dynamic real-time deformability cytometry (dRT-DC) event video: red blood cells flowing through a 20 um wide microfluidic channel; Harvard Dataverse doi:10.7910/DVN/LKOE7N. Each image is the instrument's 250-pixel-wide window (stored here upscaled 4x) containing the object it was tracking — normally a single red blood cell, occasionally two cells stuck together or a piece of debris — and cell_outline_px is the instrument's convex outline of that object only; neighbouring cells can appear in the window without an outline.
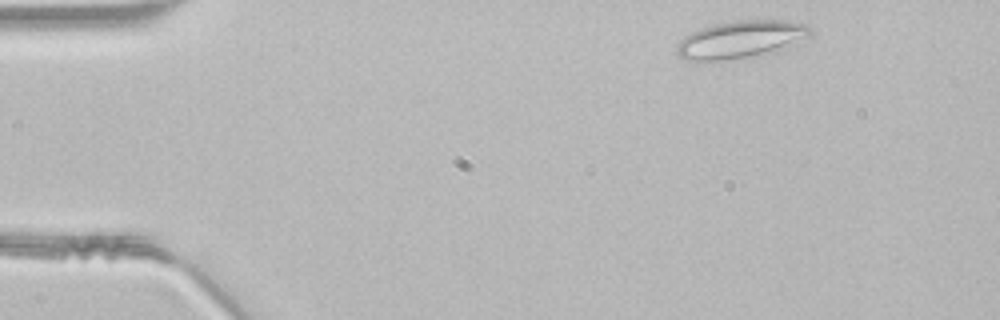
{"species": "common noctule bat (a hibernating species)", "species_latin": "Nyctalus noctula", "temperature_condition": "room temperature", "stored_images_in_passage": 44, "segment_of_instrument_passage": [1, 2], "camera_frame_rate_fps": 3000, "um_per_image_px": 0.085, "animal": {"sex": "male", "body_mass_g": 21.5, "forearm_length_mm": 52.0}, "frame": {"image": 1, "passage_image": 2, "time_ms": 0.333, "image_size_px": [1000, 320], "cell_outline_px": [[812, 32], [808, 36], [776, 52], [724, 60], [684, 60], [676, 56], [676, 44], [684, 36], [700, 28], [716, 24], [740, 20], [784, 20], [808, 24], [812, 28]], "centroid_in_image_um": [62.94, 3.35], "position_along_channel_um": 22.1, "area_um2": 29.13}}
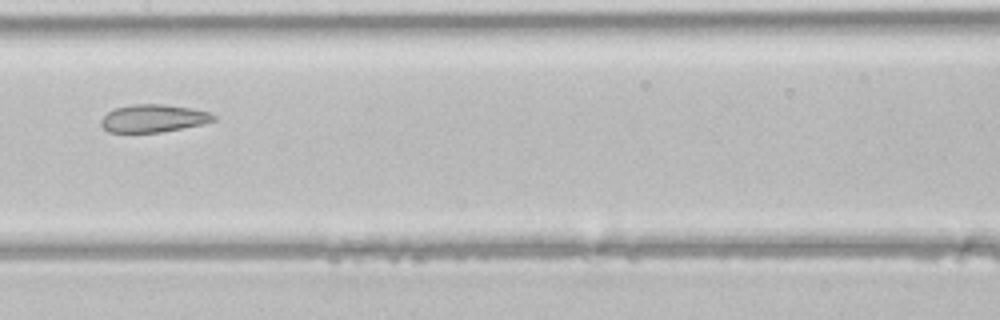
{"frame": {"image": 2, "passage_image": 20, "time_ms": 6.333, "image_size_px": [1000, 320], "cell_outline_px": [[216, 120], [204, 124], [160, 132], [108, 132], [100, 124], [100, 120], [108, 112], [116, 108], [132, 104], [164, 104], [192, 108], [208, 112], [216, 116]], "centroid_in_image_um": [13.05, 10.05], "position_along_channel_um": 194.4, "area_um2": 18.15}}
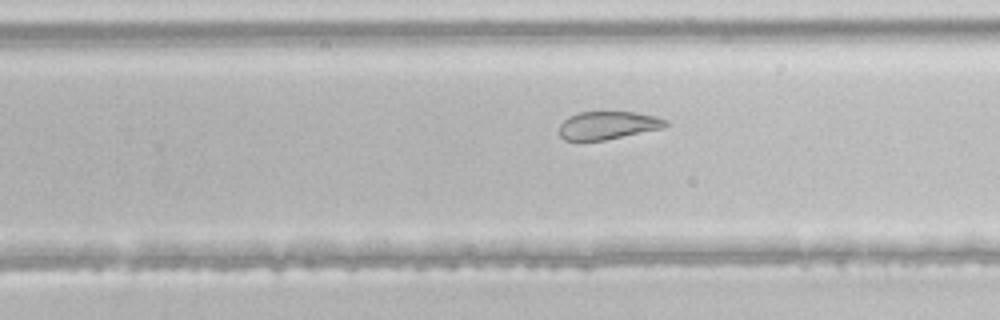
{"frame": {"image": 3, "passage_image": 26, "time_ms": 8.333, "image_size_px": [1000, 320], "cell_outline_px": [[668, 124], [664, 128], [604, 140], [564, 140], [560, 136], [560, 124], [568, 116], [580, 112], [636, 112], [656, 116], [668, 120]], "centroid_in_image_um": [51.7, 10.64], "position_along_channel_um": 278.1, "area_um2": 17.34}}